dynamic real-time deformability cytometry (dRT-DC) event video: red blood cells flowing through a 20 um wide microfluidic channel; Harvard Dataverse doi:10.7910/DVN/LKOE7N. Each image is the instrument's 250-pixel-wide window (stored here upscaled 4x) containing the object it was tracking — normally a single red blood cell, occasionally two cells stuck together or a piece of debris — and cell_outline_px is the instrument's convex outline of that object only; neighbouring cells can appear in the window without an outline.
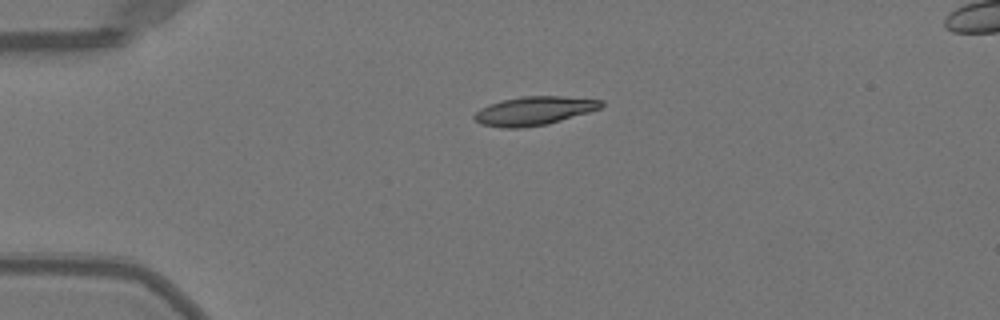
{"species": "Egyptian fruit bat (a non-hibernating species)", "species_latin": "Rousettus aegyptiacus", "temperature_condition": "warm", "stored_images_in_passage": 40, "camera_frame_rate_fps": 3000, "um_per_image_px": 0.085, "animal": {"sex": "female"}, "frame": {"image": 1, "passage_image": 1, "time_ms": 0.0, "image_size_px": [1000, 320], "cell_outline_px": [[604, 104], [600, 108], [588, 112], [548, 124], [520, 128], [500, 128], [480, 124], [472, 116], [480, 108], [488, 104], [520, 96], [560, 96], [604, 100]], "centroid_in_image_um": [45.37, 9.42], "position_along_channel_um": 39.6, "area_um2": 21.21}}
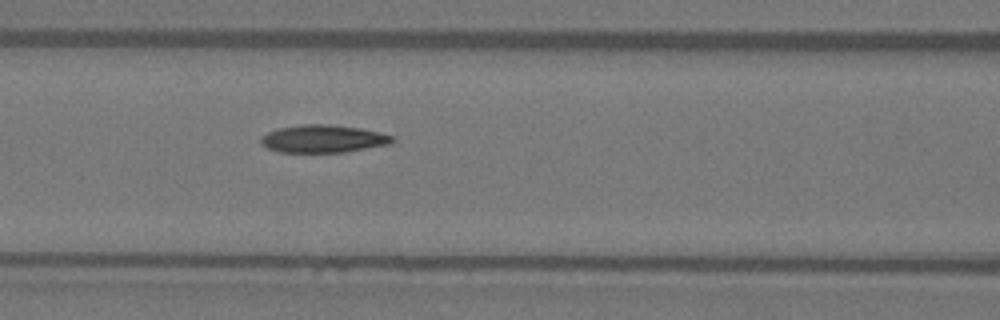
{"frame": {"image": 2, "passage_image": 11, "time_ms": 3.333, "image_size_px": [1000, 320], "cell_outline_px": [[396, 140], [388, 144], [344, 152], [280, 152], [268, 148], [260, 144], [260, 136], [268, 132], [280, 128], [304, 124], [328, 124], [360, 128], [392, 136]], "centroid_in_image_um": [27.42, 11.8], "position_along_channel_um": 139.2, "area_um2": 20.98}}
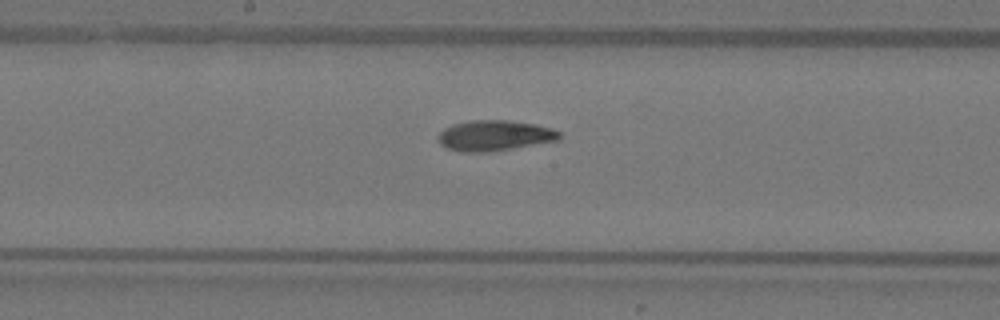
{"frame": {"image": 3, "passage_image": 16, "time_ms": 5.0, "image_size_px": [1000, 320], "cell_outline_px": [[560, 140], [492, 152], [460, 152], [448, 148], [440, 144], [436, 140], [436, 136], [444, 128], [452, 124], [472, 120], [508, 120], [536, 124], [552, 128], [560, 132]], "centroid_in_image_um": [42.02, 11.53], "position_along_channel_um": 206.2, "area_um2": 21.91}, "authors_computed_cell_mechanics": {"area_um2": 21.1259, "velocity_mm_per_s": 4.034, "shape_relaxation_time_tau1_ms": 10.5464, "shape_relaxation_time_tau2_ms": 1.8454, "deformation_change_tau1": 0.2774, "deformation_change_tau2": 0.068}}